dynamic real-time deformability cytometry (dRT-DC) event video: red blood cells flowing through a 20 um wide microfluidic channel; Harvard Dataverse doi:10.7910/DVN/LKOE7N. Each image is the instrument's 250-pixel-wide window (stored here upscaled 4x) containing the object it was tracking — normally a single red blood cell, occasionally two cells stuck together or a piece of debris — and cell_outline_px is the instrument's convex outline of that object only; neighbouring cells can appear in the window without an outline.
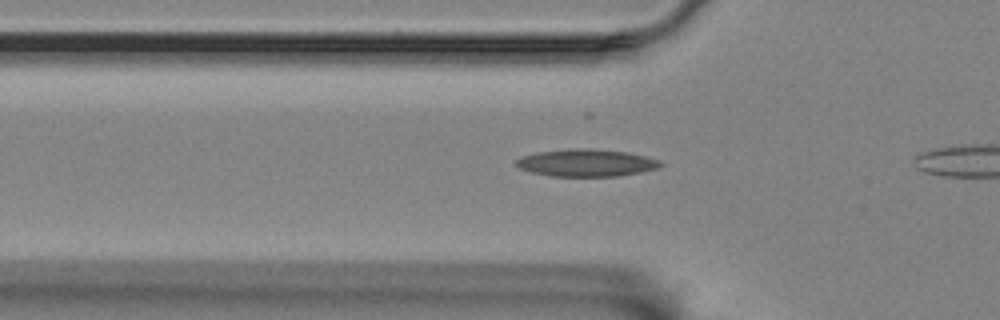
{"species": "Egyptian fruit bat (a non-hibernating species)", "species_latin": "Rousettus aegyptiacus", "temperature_condition": "room temperature", "stored_images_in_passage": 15, "camera_frame_rate_fps": 3000, "um_per_image_px": 0.085, "animal": {"sex": "female"}, "frame": {"image": 1, "passage_image": 13, "time_ms": 4.0, "image_size_px": [1000, 320], "cell_outline_px": [[664, 164], [656, 168], [640, 172], [616, 176], [552, 176], [532, 172], [520, 168], [516, 164], [516, 160], [524, 156], [536, 152], [572, 148], [588, 148], [628, 152], [660, 160]], "centroid_in_image_um": [49.85, 13.83], "position_along_channel_um": 76.0, "area_um2": 22.77}}